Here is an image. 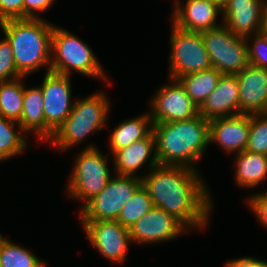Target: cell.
Returning <instances> with one entry per match:
<instances>
[{
    "label": "cell",
    "instance_id": "cell-1",
    "mask_svg": "<svg viewBox=\"0 0 267 267\" xmlns=\"http://www.w3.org/2000/svg\"><path fill=\"white\" fill-rule=\"evenodd\" d=\"M142 185L154 206L175 216L189 230L207 226L213 202L197 170L158 165L142 176Z\"/></svg>",
    "mask_w": 267,
    "mask_h": 267
},
{
    "label": "cell",
    "instance_id": "cell-2",
    "mask_svg": "<svg viewBox=\"0 0 267 267\" xmlns=\"http://www.w3.org/2000/svg\"><path fill=\"white\" fill-rule=\"evenodd\" d=\"M159 165L184 166L196 170L209 142V121L202 115L182 121L153 123Z\"/></svg>",
    "mask_w": 267,
    "mask_h": 267
},
{
    "label": "cell",
    "instance_id": "cell-3",
    "mask_svg": "<svg viewBox=\"0 0 267 267\" xmlns=\"http://www.w3.org/2000/svg\"><path fill=\"white\" fill-rule=\"evenodd\" d=\"M53 24L42 19H10L0 22L4 37L13 50L15 65L22 77L47 66L51 71Z\"/></svg>",
    "mask_w": 267,
    "mask_h": 267
},
{
    "label": "cell",
    "instance_id": "cell-4",
    "mask_svg": "<svg viewBox=\"0 0 267 267\" xmlns=\"http://www.w3.org/2000/svg\"><path fill=\"white\" fill-rule=\"evenodd\" d=\"M109 98L96 92L74 101L72 111L48 140L56 149L66 151L84 141V138L104 129L110 111Z\"/></svg>",
    "mask_w": 267,
    "mask_h": 267
},
{
    "label": "cell",
    "instance_id": "cell-5",
    "mask_svg": "<svg viewBox=\"0 0 267 267\" xmlns=\"http://www.w3.org/2000/svg\"><path fill=\"white\" fill-rule=\"evenodd\" d=\"M74 70L86 77L104 80L108 77L86 43L70 31L53 26L51 71L70 76Z\"/></svg>",
    "mask_w": 267,
    "mask_h": 267
},
{
    "label": "cell",
    "instance_id": "cell-6",
    "mask_svg": "<svg viewBox=\"0 0 267 267\" xmlns=\"http://www.w3.org/2000/svg\"><path fill=\"white\" fill-rule=\"evenodd\" d=\"M95 145H87L77 155L71 173L67 194L71 198L85 201L84 205L95 197L112 177L107 158Z\"/></svg>",
    "mask_w": 267,
    "mask_h": 267
},
{
    "label": "cell",
    "instance_id": "cell-7",
    "mask_svg": "<svg viewBox=\"0 0 267 267\" xmlns=\"http://www.w3.org/2000/svg\"><path fill=\"white\" fill-rule=\"evenodd\" d=\"M212 68L221 74L236 75L249 65L244 37L232 33L224 24L201 32Z\"/></svg>",
    "mask_w": 267,
    "mask_h": 267
},
{
    "label": "cell",
    "instance_id": "cell-8",
    "mask_svg": "<svg viewBox=\"0 0 267 267\" xmlns=\"http://www.w3.org/2000/svg\"><path fill=\"white\" fill-rule=\"evenodd\" d=\"M169 78L212 68L201 32L181 29L171 24Z\"/></svg>",
    "mask_w": 267,
    "mask_h": 267
},
{
    "label": "cell",
    "instance_id": "cell-9",
    "mask_svg": "<svg viewBox=\"0 0 267 267\" xmlns=\"http://www.w3.org/2000/svg\"><path fill=\"white\" fill-rule=\"evenodd\" d=\"M141 184L142 179L133 176L111 177L107 185L83 205L80 221H116L125 202Z\"/></svg>",
    "mask_w": 267,
    "mask_h": 267
},
{
    "label": "cell",
    "instance_id": "cell-10",
    "mask_svg": "<svg viewBox=\"0 0 267 267\" xmlns=\"http://www.w3.org/2000/svg\"><path fill=\"white\" fill-rule=\"evenodd\" d=\"M70 78L71 76L48 71L40 85L44 99L47 143L72 111L74 100L71 97Z\"/></svg>",
    "mask_w": 267,
    "mask_h": 267
},
{
    "label": "cell",
    "instance_id": "cell-11",
    "mask_svg": "<svg viewBox=\"0 0 267 267\" xmlns=\"http://www.w3.org/2000/svg\"><path fill=\"white\" fill-rule=\"evenodd\" d=\"M158 89L150 101V116L153 123L175 122L191 119L199 114V108L187 95L185 88L176 79Z\"/></svg>",
    "mask_w": 267,
    "mask_h": 267
},
{
    "label": "cell",
    "instance_id": "cell-12",
    "mask_svg": "<svg viewBox=\"0 0 267 267\" xmlns=\"http://www.w3.org/2000/svg\"><path fill=\"white\" fill-rule=\"evenodd\" d=\"M80 222L87 239L102 256L118 264L126 261L132 243L128 228L114 220Z\"/></svg>",
    "mask_w": 267,
    "mask_h": 267
},
{
    "label": "cell",
    "instance_id": "cell-13",
    "mask_svg": "<svg viewBox=\"0 0 267 267\" xmlns=\"http://www.w3.org/2000/svg\"><path fill=\"white\" fill-rule=\"evenodd\" d=\"M190 231L172 214L154 206L139 218L130 228L129 234L134 243L150 244L177 239Z\"/></svg>",
    "mask_w": 267,
    "mask_h": 267
},
{
    "label": "cell",
    "instance_id": "cell-14",
    "mask_svg": "<svg viewBox=\"0 0 267 267\" xmlns=\"http://www.w3.org/2000/svg\"><path fill=\"white\" fill-rule=\"evenodd\" d=\"M174 3L172 23L181 29L203 32L222 25L217 22L218 16L222 14V7L217 1L187 0L180 5L182 2L175 0Z\"/></svg>",
    "mask_w": 267,
    "mask_h": 267
},
{
    "label": "cell",
    "instance_id": "cell-15",
    "mask_svg": "<svg viewBox=\"0 0 267 267\" xmlns=\"http://www.w3.org/2000/svg\"><path fill=\"white\" fill-rule=\"evenodd\" d=\"M266 3L267 0H225L221 5L222 24L241 37L258 33Z\"/></svg>",
    "mask_w": 267,
    "mask_h": 267
},
{
    "label": "cell",
    "instance_id": "cell-16",
    "mask_svg": "<svg viewBox=\"0 0 267 267\" xmlns=\"http://www.w3.org/2000/svg\"><path fill=\"white\" fill-rule=\"evenodd\" d=\"M236 77L239 114L267 113V69L249 64Z\"/></svg>",
    "mask_w": 267,
    "mask_h": 267
},
{
    "label": "cell",
    "instance_id": "cell-17",
    "mask_svg": "<svg viewBox=\"0 0 267 267\" xmlns=\"http://www.w3.org/2000/svg\"><path fill=\"white\" fill-rule=\"evenodd\" d=\"M250 115L239 114L209 121V142H215L225 153L238 154L247 148Z\"/></svg>",
    "mask_w": 267,
    "mask_h": 267
},
{
    "label": "cell",
    "instance_id": "cell-18",
    "mask_svg": "<svg viewBox=\"0 0 267 267\" xmlns=\"http://www.w3.org/2000/svg\"><path fill=\"white\" fill-rule=\"evenodd\" d=\"M199 114L208 121L239 115V83L236 75H221L214 91L199 107Z\"/></svg>",
    "mask_w": 267,
    "mask_h": 267
},
{
    "label": "cell",
    "instance_id": "cell-19",
    "mask_svg": "<svg viewBox=\"0 0 267 267\" xmlns=\"http://www.w3.org/2000/svg\"><path fill=\"white\" fill-rule=\"evenodd\" d=\"M155 149V137L151 132L147 137L132 143L128 147L117 150L112 159L114 172H116V175L133 176L142 179V176L137 175L136 172L146 162L149 165L148 171L159 165Z\"/></svg>",
    "mask_w": 267,
    "mask_h": 267
},
{
    "label": "cell",
    "instance_id": "cell-20",
    "mask_svg": "<svg viewBox=\"0 0 267 267\" xmlns=\"http://www.w3.org/2000/svg\"><path fill=\"white\" fill-rule=\"evenodd\" d=\"M25 133H33L39 141L46 142V121L41 86L24 88L23 110L19 123Z\"/></svg>",
    "mask_w": 267,
    "mask_h": 267
},
{
    "label": "cell",
    "instance_id": "cell-21",
    "mask_svg": "<svg viewBox=\"0 0 267 267\" xmlns=\"http://www.w3.org/2000/svg\"><path fill=\"white\" fill-rule=\"evenodd\" d=\"M236 155L235 182L241 188H254L267 179V155L244 150Z\"/></svg>",
    "mask_w": 267,
    "mask_h": 267
},
{
    "label": "cell",
    "instance_id": "cell-22",
    "mask_svg": "<svg viewBox=\"0 0 267 267\" xmlns=\"http://www.w3.org/2000/svg\"><path fill=\"white\" fill-rule=\"evenodd\" d=\"M152 126L150 113L120 122L110 136L112 154L147 137L152 132Z\"/></svg>",
    "mask_w": 267,
    "mask_h": 267
},
{
    "label": "cell",
    "instance_id": "cell-23",
    "mask_svg": "<svg viewBox=\"0 0 267 267\" xmlns=\"http://www.w3.org/2000/svg\"><path fill=\"white\" fill-rule=\"evenodd\" d=\"M221 72L215 68L193 72L179 77L177 80L185 88L187 95L199 108L214 91L221 77Z\"/></svg>",
    "mask_w": 267,
    "mask_h": 267
},
{
    "label": "cell",
    "instance_id": "cell-24",
    "mask_svg": "<svg viewBox=\"0 0 267 267\" xmlns=\"http://www.w3.org/2000/svg\"><path fill=\"white\" fill-rule=\"evenodd\" d=\"M24 78L18 77L0 82V117L20 123L25 88Z\"/></svg>",
    "mask_w": 267,
    "mask_h": 267
},
{
    "label": "cell",
    "instance_id": "cell-25",
    "mask_svg": "<svg viewBox=\"0 0 267 267\" xmlns=\"http://www.w3.org/2000/svg\"><path fill=\"white\" fill-rule=\"evenodd\" d=\"M23 134L25 132L18 122L0 117V162L25 152L28 141Z\"/></svg>",
    "mask_w": 267,
    "mask_h": 267
},
{
    "label": "cell",
    "instance_id": "cell-26",
    "mask_svg": "<svg viewBox=\"0 0 267 267\" xmlns=\"http://www.w3.org/2000/svg\"><path fill=\"white\" fill-rule=\"evenodd\" d=\"M154 207L147 189L141 184L128 199L116 221L130 228L139 218Z\"/></svg>",
    "mask_w": 267,
    "mask_h": 267
},
{
    "label": "cell",
    "instance_id": "cell-27",
    "mask_svg": "<svg viewBox=\"0 0 267 267\" xmlns=\"http://www.w3.org/2000/svg\"><path fill=\"white\" fill-rule=\"evenodd\" d=\"M1 267H47L28 249L6 239L1 252Z\"/></svg>",
    "mask_w": 267,
    "mask_h": 267
},
{
    "label": "cell",
    "instance_id": "cell-28",
    "mask_svg": "<svg viewBox=\"0 0 267 267\" xmlns=\"http://www.w3.org/2000/svg\"><path fill=\"white\" fill-rule=\"evenodd\" d=\"M246 150L267 155V113L250 115V129Z\"/></svg>",
    "mask_w": 267,
    "mask_h": 267
},
{
    "label": "cell",
    "instance_id": "cell-29",
    "mask_svg": "<svg viewBox=\"0 0 267 267\" xmlns=\"http://www.w3.org/2000/svg\"><path fill=\"white\" fill-rule=\"evenodd\" d=\"M244 38L247 46L249 64L267 69V36L258 32Z\"/></svg>",
    "mask_w": 267,
    "mask_h": 267
},
{
    "label": "cell",
    "instance_id": "cell-30",
    "mask_svg": "<svg viewBox=\"0 0 267 267\" xmlns=\"http://www.w3.org/2000/svg\"><path fill=\"white\" fill-rule=\"evenodd\" d=\"M22 77L16 68L13 50L8 40L0 39V82Z\"/></svg>",
    "mask_w": 267,
    "mask_h": 267
},
{
    "label": "cell",
    "instance_id": "cell-31",
    "mask_svg": "<svg viewBox=\"0 0 267 267\" xmlns=\"http://www.w3.org/2000/svg\"><path fill=\"white\" fill-rule=\"evenodd\" d=\"M24 19V0H0V22Z\"/></svg>",
    "mask_w": 267,
    "mask_h": 267
},
{
    "label": "cell",
    "instance_id": "cell-32",
    "mask_svg": "<svg viewBox=\"0 0 267 267\" xmlns=\"http://www.w3.org/2000/svg\"><path fill=\"white\" fill-rule=\"evenodd\" d=\"M250 209L256 215L260 225L267 229V192L258 193L251 196L246 201Z\"/></svg>",
    "mask_w": 267,
    "mask_h": 267
},
{
    "label": "cell",
    "instance_id": "cell-33",
    "mask_svg": "<svg viewBox=\"0 0 267 267\" xmlns=\"http://www.w3.org/2000/svg\"><path fill=\"white\" fill-rule=\"evenodd\" d=\"M55 0H24V19H42L40 12L50 8ZM39 14L37 15V13Z\"/></svg>",
    "mask_w": 267,
    "mask_h": 267
},
{
    "label": "cell",
    "instance_id": "cell-34",
    "mask_svg": "<svg viewBox=\"0 0 267 267\" xmlns=\"http://www.w3.org/2000/svg\"><path fill=\"white\" fill-rule=\"evenodd\" d=\"M225 267H267V262L254 257H241L227 261Z\"/></svg>",
    "mask_w": 267,
    "mask_h": 267
},
{
    "label": "cell",
    "instance_id": "cell-35",
    "mask_svg": "<svg viewBox=\"0 0 267 267\" xmlns=\"http://www.w3.org/2000/svg\"><path fill=\"white\" fill-rule=\"evenodd\" d=\"M260 32L267 36V3L264 7L263 15H262V24H261V29Z\"/></svg>",
    "mask_w": 267,
    "mask_h": 267
},
{
    "label": "cell",
    "instance_id": "cell-36",
    "mask_svg": "<svg viewBox=\"0 0 267 267\" xmlns=\"http://www.w3.org/2000/svg\"><path fill=\"white\" fill-rule=\"evenodd\" d=\"M7 238L3 237L2 234H0V267H1V252H2V247L3 243Z\"/></svg>",
    "mask_w": 267,
    "mask_h": 267
},
{
    "label": "cell",
    "instance_id": "cell-37",
    "mask_svg": "<svg viewBox=\"0 0 267 267\" xmlns=\"http://www.w3.org/2000/svg\"><path fill=\"white\" fill-rule=\"evenodd\" d=\"M214 1H217L220 5H222L225 2V0H214Z\"/></svg>",
    "mask_w": 267,
    "mask_h": 267
}]
</instances>
